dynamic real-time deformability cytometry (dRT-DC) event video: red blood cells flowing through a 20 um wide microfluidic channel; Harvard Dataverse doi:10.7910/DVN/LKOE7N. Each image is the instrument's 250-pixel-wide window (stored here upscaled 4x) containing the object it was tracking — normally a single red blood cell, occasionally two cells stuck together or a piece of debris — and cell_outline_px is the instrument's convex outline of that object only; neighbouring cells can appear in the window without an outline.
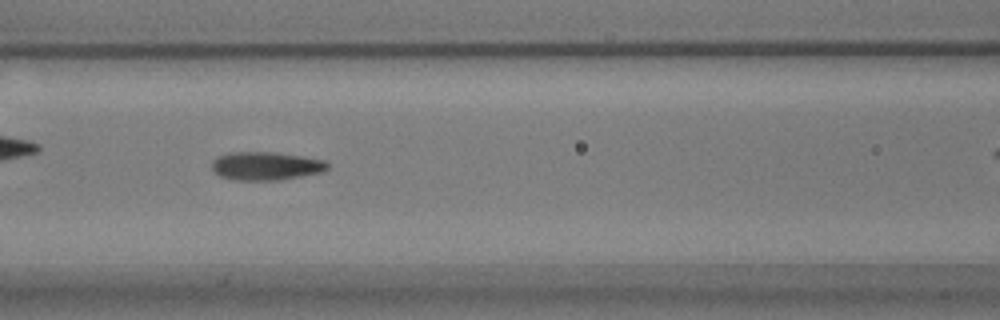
{"species": "common noctule bat (a hibernating species)", "species_latin": "Nyctalus noctula", "temperature_condition": "warm", "stored_images_in_passage": 43, "camera_frame_rate_fps": 3000, "um_per_image_px": 0.085, "animal": {"sex": "male", "body_mass_g": 17.9}, "frame": {"image": 1, "passage_image": 23, "time_ms": 7.333, "image_size_px": [1000, 320], "cell_outline_px": [[328, 168], [324, 172], [280, 180], [232, 180], [220, 176], [212, 172], [212, 160], [216, 156], [228, 152], [276, 152], [324, 160], [328, 164]], "centroid_in_image_um": [22.56, 14.11], "position_along_channel_um": 144.0, "area_um2": 19.36}}
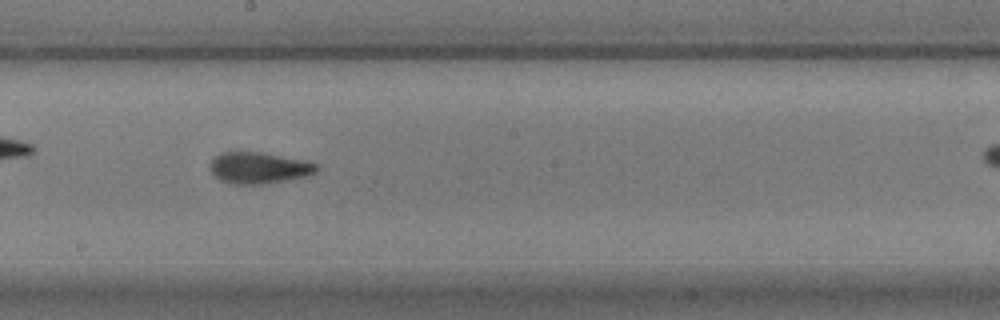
{"frame": {"image": 2, "passage_image": 30, "time_ms": 9.667, "image_size_px": [1000, 320], "cell_outline_px": [[320, 168], [316, 172], [304, 176], [264, 184], [228, 184], [220, 180], [208, 168], [208, 164], [220, 152], [264, 152], [308, 160], [316, 164]], "centroid_in_image_um": [21.99, 14.25], "position_along_channel_um": 226.2, "area_um2": 19.71}}
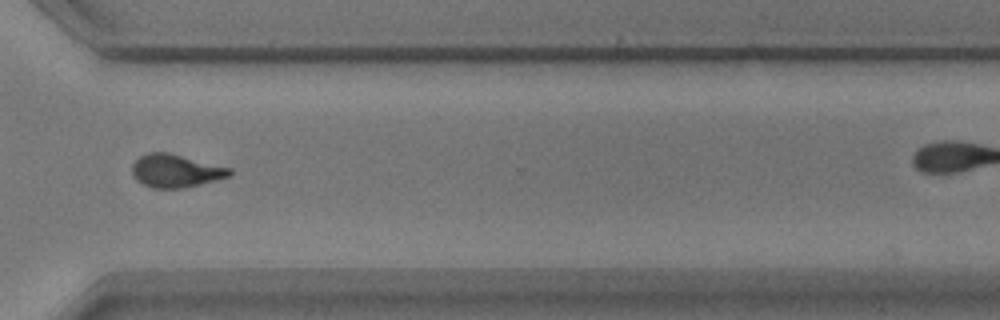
{"frame": {"image": 3, "passage_image": 41, "time_ms": 13.333, "image_size_px": [1000, 320], "cell_outline_px": [[232, 172], [228, 176], [216, 180], [184, 188], [152, 188], [136, 180], [132, 176], [132, 164], [140, 156], [148, 152], [168, 152], [232, 168]], "centroid_in_image_um": [14.91, 14.52], "position_along_channel_um": 355.7, "area_um2": 18.79}, "authors_computed_cell_mechanics": {"area_um2": 18.7272, "velocity_mm_per_s": 3.5349, "shape_relaxation_time_tau1_ms": 5.6531, "shape_relaxation_time_tau2_ms": 1.8766, "deformation_change_tau1": 0.1937, "deformation_change_tau2": 0.0928}}